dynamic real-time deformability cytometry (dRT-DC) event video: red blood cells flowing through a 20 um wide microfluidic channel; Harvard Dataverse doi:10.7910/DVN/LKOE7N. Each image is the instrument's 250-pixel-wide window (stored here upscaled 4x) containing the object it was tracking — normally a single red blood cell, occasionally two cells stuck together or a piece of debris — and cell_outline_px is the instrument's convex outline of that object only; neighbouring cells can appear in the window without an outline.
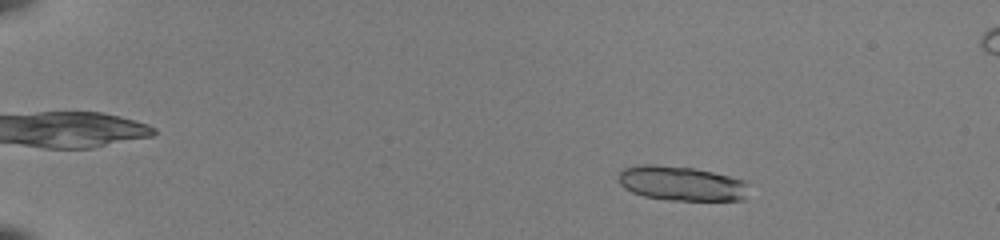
{"species": "common noctule bat (a hibernating species)", "species_latin": "Nyctalus noctula", "temperature_condition": "room temperature", "stored_images_in_passage": 46, "camera_frame_rate_fps": 3000, "um_per_image_px": 0.085, "animal": {"sex": "female", "body_mass_g": 22.0, "forearm_length_mm": 56.7}, "frame": {"image": 1, "passage_image": 1, "time_ms": 0.0, "image_size_px": [1000, 240], "cell_outline_px": [[748, 184], [744, 200], [668, 200], [644, 196], [632, 192], [624, 188], [620, 184], [620, 172], [624, 168], [636, 164], [656, 164], [696, 168], [744, 180]], "centroid_in_image_um": [57.9, 15.58], "position_along_channel_um": 27.1, "area_um2": 26.3}}
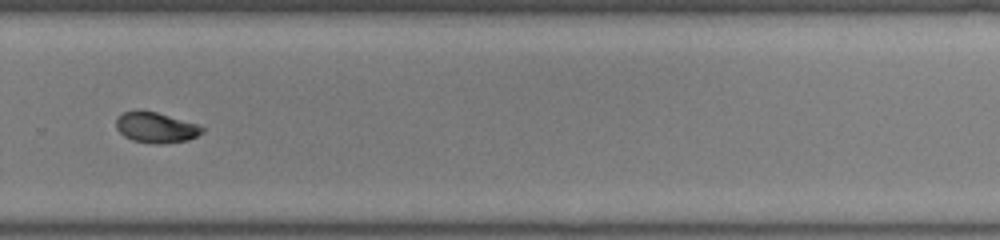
{"frame": {"image": 2, "passage_image": 32, "time_ms": 10.333, "image_size_px": [1000, 240], "cell_outline_px": [[204, 132], [188, 140], [160, 144], [152, 144], [132, 140], [124, 136], [116, 128], [116, 120], [124, 112], [136, 108], [140, 108], [156, 112], [196, 124], [204, 128]], "centroid_in_image_um": [13.22, 10.82], "position_along_channel_um": 316.6, "area_um2": 15.43}}
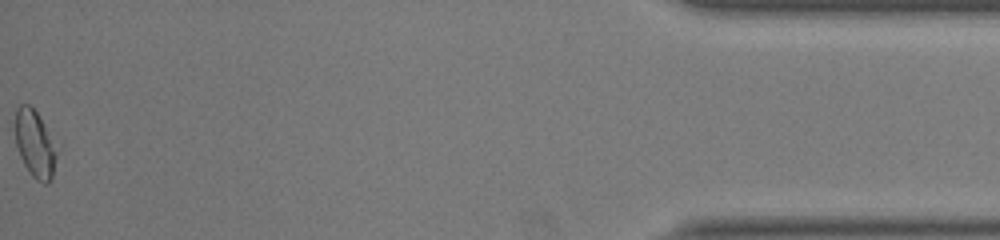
{"frame": {"image": 3, "passage_image": 46, "time_ms": 15.0, "image_size_px": [1000, 240], "cell_outline_px": [[60, 144], [52, 176], [48, 184], [44, 184], [36, 180], [32, 176], [24, 164], [20, 156], [16, 144], [16, 108], [20, 104], [28, 104], [36, 112]], "centroid_in_image_um": [3.04, 12.24], "position_along_channel_um": 432.2, "area_um2": 16.7}, "authors_computed_cell_mechanics": {"area_um2": 15.895, "velocity_mm_per_s": 4.0109, "shape_relaxation_time_tau1_ms": 3.3442, "shape_relaxation_time_tau2_ms": 2.874, "deformation_change_tau1": 0.1438, "deformation_change_tau2": 0.0444}}